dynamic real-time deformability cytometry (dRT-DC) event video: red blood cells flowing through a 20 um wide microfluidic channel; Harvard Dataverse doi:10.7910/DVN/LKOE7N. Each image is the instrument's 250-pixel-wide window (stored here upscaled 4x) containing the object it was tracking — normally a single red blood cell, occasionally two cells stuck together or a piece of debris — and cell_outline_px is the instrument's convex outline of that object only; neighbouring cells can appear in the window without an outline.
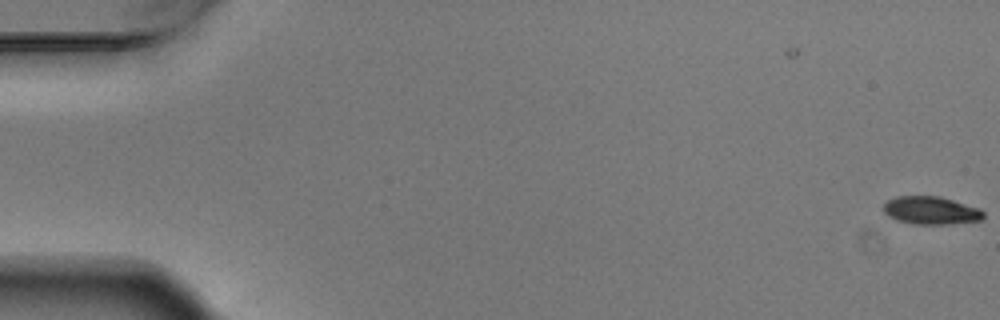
{"species": "Egyptian fruit bat (a non-hibernating species)", "species_latin": "Rousettus aegyptiacus", "temperature_condition": "warm", "stored_images_in_passage": 2, "camera_frame_rate_fps": 3000, "um_per_image_px": 0.085, "animal": {"sex": "male"}, "frame": {"image": 1, "passage_image": 2, "time_ms": 0.333, "image_size_px": [1000, 320], "cell_outline_px": [[984, 220], [948, 224], [912, 224], [896, 220], [888, 216], [884, 212], [884, 204], [888, 200], [896, 196], [940, 196], [980, 208], [984, 212]], "centroid_in_image_um": [79.15, 17.89], "position_along_channel_um": 5.8, "area_um2": 16.42}}